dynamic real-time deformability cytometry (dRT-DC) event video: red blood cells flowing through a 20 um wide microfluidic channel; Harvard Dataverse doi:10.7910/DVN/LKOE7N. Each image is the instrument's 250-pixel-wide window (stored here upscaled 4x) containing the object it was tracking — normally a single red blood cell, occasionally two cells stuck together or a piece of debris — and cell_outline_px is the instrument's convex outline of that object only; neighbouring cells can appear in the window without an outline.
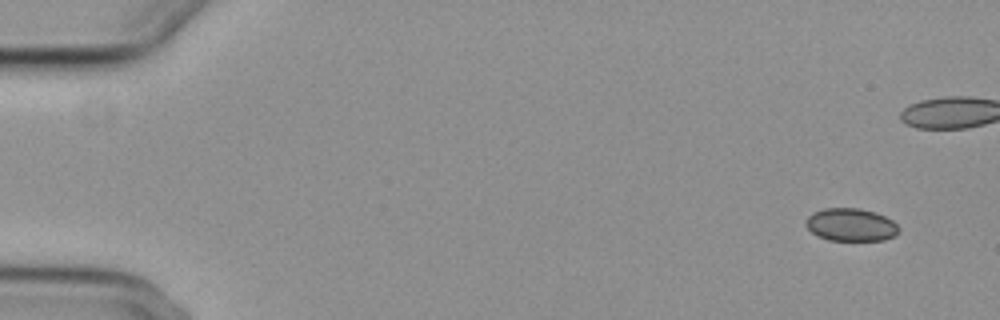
{"species": "common noctule bat (a hibernating species)", "species_latin": "Nyctalus noctula", "temperature_condition": "cold", "stored_images_in_passage": 6, "camera_frame_rate_fps": 3000, "um_per_image_px": 0.085, "animal": {"sex": "female", "body_mass_g": 29.2, "forearm_length_mm": 56.3}, "frame": {"image": 1, "passage_image": 1, "time_ms": 0.0, "image_size_px": [1000, 320], "cell_outline_px": [[900, 228], [896, 236], [884, 240], [828, 240], [816, 236], [804, 224], [808, 216], [812, 212], [824, 208], [860, 208], [876, 212], [892, 220]], "centroid_in_image_um": [72.32, 19.1], "position_along_channel_um": 12.7, "area_um2": 17.98}}